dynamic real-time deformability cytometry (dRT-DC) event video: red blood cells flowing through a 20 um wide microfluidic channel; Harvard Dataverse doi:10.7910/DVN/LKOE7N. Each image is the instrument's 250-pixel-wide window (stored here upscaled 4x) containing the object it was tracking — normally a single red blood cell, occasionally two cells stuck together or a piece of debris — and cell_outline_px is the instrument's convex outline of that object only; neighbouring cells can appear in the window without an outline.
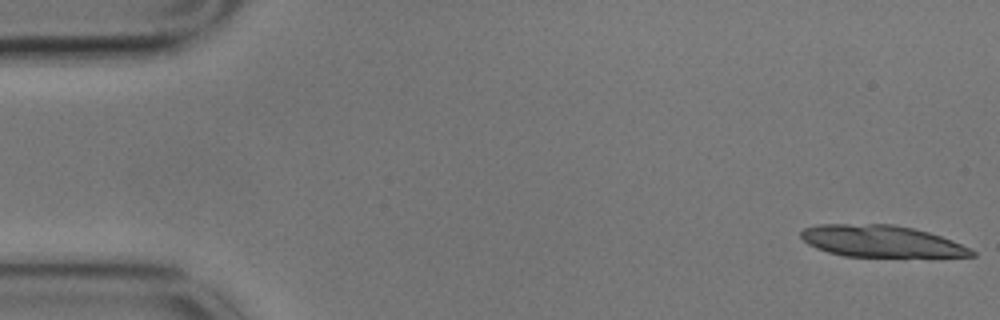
{"species": "common noctule bat (a hibernating species)", "species_latin": "Nyctalus noctula", "temperature_condition": "cold", "stored_images_in_passage": 53, "camera_frame_rate_fps": 3000, "um_per_image_px": 0.085, "animal": {"sex": "male", "body_mass_g": 17.9}, "frame": {"image": 1, "passage_image": 1, "time_ms": 0.0, "image_size_px": [1000, 320], "cell_outline_px": [[976, 256], [844, 256], [828, 252], [816, 248], [808, 244], [800, 236], [800, 232], [804, 228], [816, 224], [892, 224], [912, 228], [928, 232], [952, 240], [976, 252]], "centroid_in_image_um": [74.84, 20.49], "position_along_channel_um": 10.2, "area_um2": 31.21}}
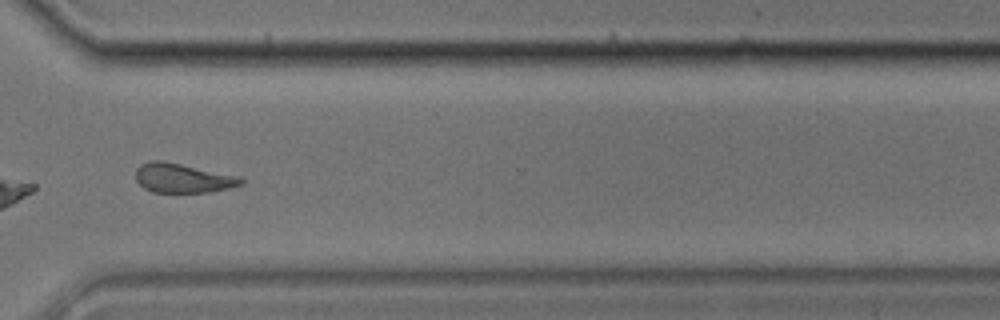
{"frame": {"image": 2, "passage_image": 43, "time_ms": 14.0, "image_size_px": [1000, 320], "cell_outline_px": [[244, 184], [208, 192], [152, 192], [144, 188], [136, 180], [136, 168], [140, 164], [148, 160], [164, 160], [240, 176], [244, 180]], "centroid_in_image_um": [15.51, 15.12], "position_along_channel_um": 355.1, "area_um2": 18.15}, "authors_computed_cell_mechanics": {"area_um2": 19.074, "velocity_mm_per_s": 3.396, "shape_relaxation_time_tau1_ms": 8.0493, "shape_relaxation_time_tau2_ms": 5.4723, "deformation_change_tau1": 0.1913, "deformation_change_tau2": 0.1503}}